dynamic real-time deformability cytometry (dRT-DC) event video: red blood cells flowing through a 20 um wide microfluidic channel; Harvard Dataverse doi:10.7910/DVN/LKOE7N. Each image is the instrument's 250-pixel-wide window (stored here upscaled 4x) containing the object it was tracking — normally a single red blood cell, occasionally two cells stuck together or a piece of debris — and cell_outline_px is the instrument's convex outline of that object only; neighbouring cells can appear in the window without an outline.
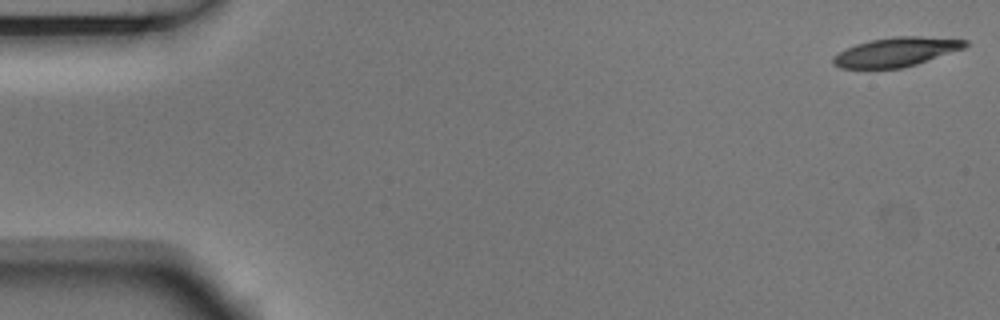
{"species": "Egyptian fruit bat (a non-hibernating species)", "species_latin": "Rousettus aegyptiacus", "temperature_condition": "room temperature", "stored_images_in_passage": 5, "camera_frame_rate_fps": 3000, "um_per_image_px": 0.085, "animal": {"sex": "male"}, "frame": {"image": 1, "passage_image": 1, "time_ms": 0.0, "image_size_px": [1000, 320], "cell_outline_px": [[968, 44], [964, 48], [904, 68], [840, 68], [832, 64], [832, 56], [856, 44], [872, 40], [896, 36], [920, 36], [968, 40]], "centroid_in_image_um": [76.16, 4.42], "position_along_channel_um": 8.8, "area_um2": 22.2}}
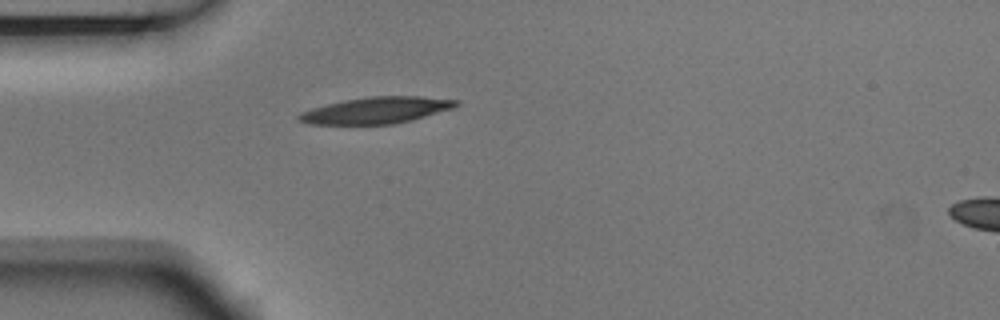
{"frame": {"image": 2, "passage_image": 5, "time_ms": 1.333, "image_size_px": [1000, 320], "cell_outline_px": [[460, 104], [456, 108], [412, 120], [392, 124], [312, 124], [296, 120], [296, 116], [300, 112], [312, 108], [344, 100], [368, 96], [420, 96], [460, 100]], "centroid_in_image_um": [32.03, 9.37], "position_along_channel_um": 53.0, "area_um2": 24.45}}